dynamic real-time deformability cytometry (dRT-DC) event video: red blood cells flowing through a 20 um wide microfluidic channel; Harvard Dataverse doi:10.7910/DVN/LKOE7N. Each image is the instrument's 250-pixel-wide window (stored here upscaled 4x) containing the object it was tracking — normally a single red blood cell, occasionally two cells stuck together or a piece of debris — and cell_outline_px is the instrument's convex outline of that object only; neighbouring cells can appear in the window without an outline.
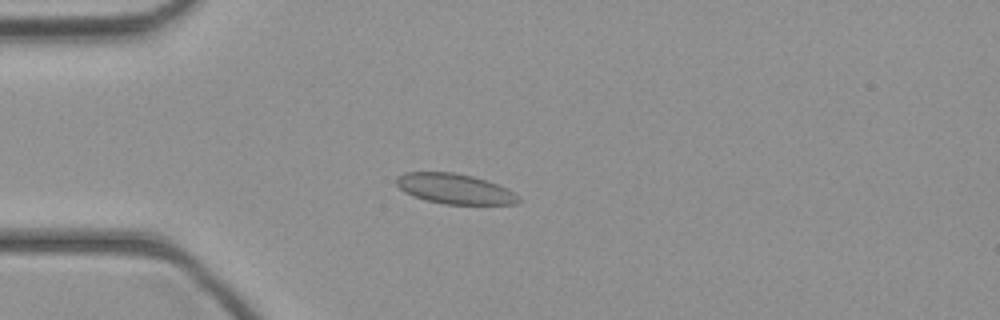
{"species": "common noctule bat (a hibernating species)", "species_latin": "Nyctalus noctula", "temperature_condition": "cold", "stored_images_in_passage": 41, "camera_frame_rate_fps": 3000, "um_per_image_px": 0.085, "animal": {"sex": "female", "body_mass_g": 21.9}, "frame": {"image": 1, "passage_image": 8, "time_ms": 2.333, "image_size_px": [1000, 320], "cell_outline_px": [[520, 200], [516, 204], [444, 204], [424, 200], [404, 192], [396, 184], [396, 176], [404, 172], [452, 172], [472, 176], [488, 180], [508, 188], [520, 196]], "centroid_in_image_um": [38.66, 16.04], "position_along_channel_um": 46.3, "area_um2": 21.68}}
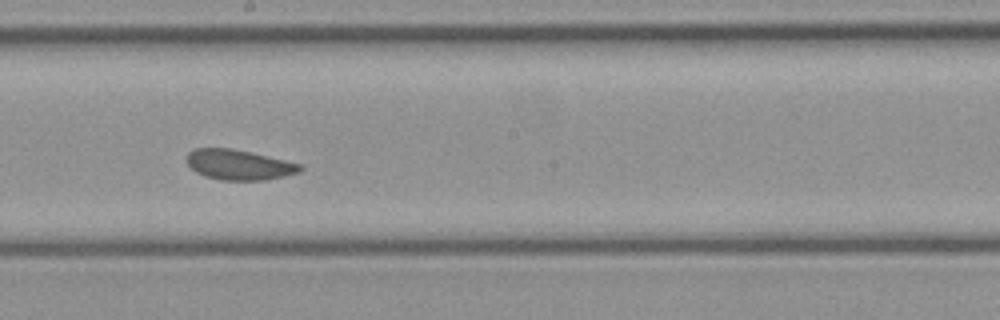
{"frame": {"image": 2, "passage_image": 21, "time_ms": 6.667, "image_size_px": [1000, 320], "cell_outline_px": [[304, 168], [300, 172], [284, 176], [264, 180], [220, 180], [204, 176], [196, 172], [188, 164], [188, 152], [196, 148], [232, 148], [252, 152], [300, 164]], "centroid_in_image_um": [20.32, 14.0], "position_along_channel_um": 227.9, "area_um2": 19.88}}
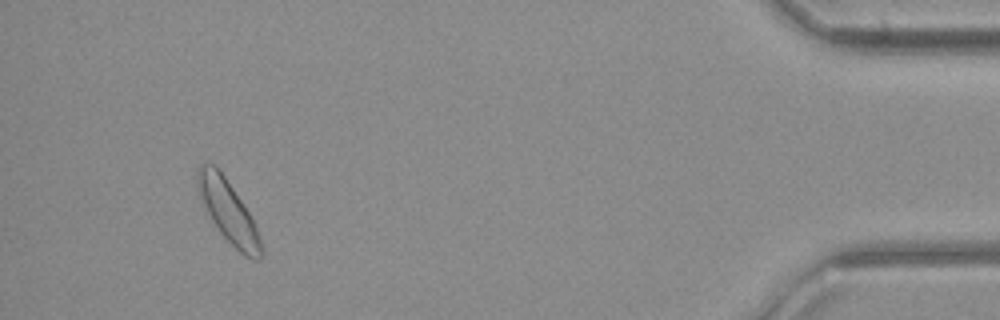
{"frame": {"image": 3, "passage_image": 38, "time_ms": 12.333, "image_size_px": [1000, 320], "cell_outline_px": [[264, 256], [260, 260], [252, 260], [244, 256], [220, 232], [212, 220], [196, 188], [196, 172], [200, 164], [212, 164], [220, 168], [256, 224], [264, 248]], "centroid_in_image_um": [19.44, 17.99], "position_along_channel_um": 415.8, "area_um2": 23.06}}